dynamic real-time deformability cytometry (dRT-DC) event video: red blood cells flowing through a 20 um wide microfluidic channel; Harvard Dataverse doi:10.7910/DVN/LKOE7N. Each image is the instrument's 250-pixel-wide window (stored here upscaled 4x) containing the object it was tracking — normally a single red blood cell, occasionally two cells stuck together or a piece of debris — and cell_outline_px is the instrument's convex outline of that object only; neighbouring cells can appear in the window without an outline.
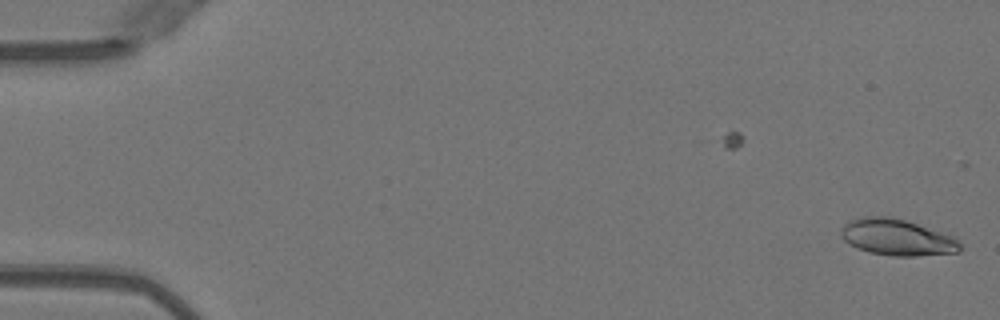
{"species": "Egyptian fruit bat (a non-hibernating species)", "species_latin": "Rousettus aegyptiacus", "temperature_condition": "warm", "stored_images_in_passage": 8, "camera_frame_rate_fps": 3000, "um_per_image_px": 0.085, "animal": {"sex": "female"}, "frame": {"image": 1, "passage_image": 1, "time_ms": 0.0, "image_size_px": [1000, 320], "cell_outline_px": [[960, 252], [916, 256], [892, 256], [868, 252], [856, 248], [848, 244], [840, 236], [840, 232], [844, 224], [848, 220], [864, 216], [888, 216], [904, 220], [952, 236], [960, 244]], "centroid_in_image_um": [76.17, 20.18], "position_along_channel_um": 8.8, "area_um2": 25.14}}